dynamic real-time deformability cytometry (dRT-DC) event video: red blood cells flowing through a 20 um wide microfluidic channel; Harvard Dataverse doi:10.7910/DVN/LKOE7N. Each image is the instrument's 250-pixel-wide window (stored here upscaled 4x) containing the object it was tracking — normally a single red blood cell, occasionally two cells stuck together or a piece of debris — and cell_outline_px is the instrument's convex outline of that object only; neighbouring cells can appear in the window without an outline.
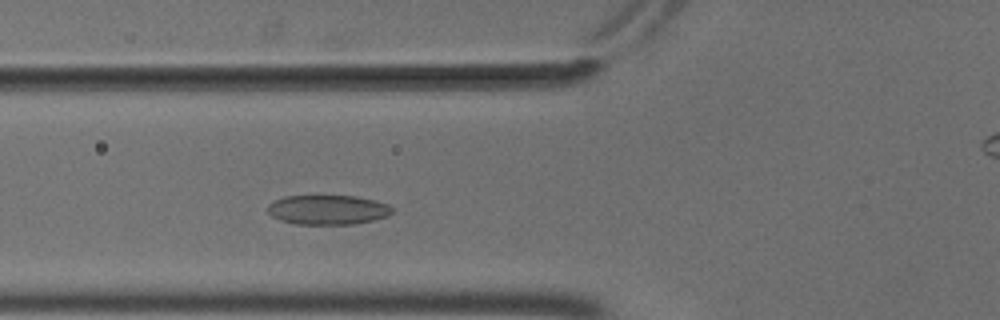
{"species": "common noctule bat (a hibernating species)", "species_latin": "Nyctalus noctula", "temperature_condition": "cold", "stored_images_in_passage": 48, "camera_frame_rate_fps": 3000, "um_per_image_px": 0.085, "animal": {"sex": "male", "body_mass_g": 18.8}, "frame": {"image": 1, "passage_image": 13, "time_ms": 4.0, "image_size_px": [1000, 320], "cell_outline_px": [[392, 212], [388, 216], [356, 224], [296, 224], [280, 220], [272, 216], [268, 212], [268, 204], [272, 200], [284, 196], [356, 196], [376, 200], [388, 204], [392, 208]], "centroid_in_image_um": [27.85, 17.82], "position_along_channel_um": 98.0, "area_um2": 21.56}}
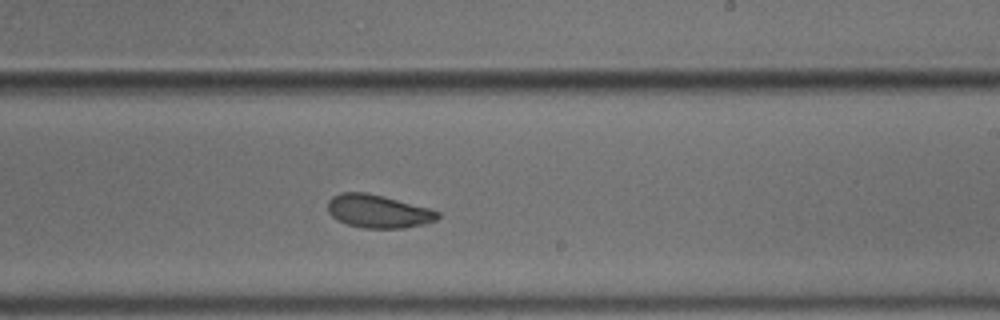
{"frame": {"image": 2, "passage_image": 26, "time_ms": 8.333, "image_size_px": [1000, 320], "cell_outline_px": [[440, 216], [436, 220], [424, 224], [404, 228], [364, 228], [348, 224], [336, 220], [328, 212], [328, 200], [332, 196], [340, 192], [364, 192], [384, 196], [428, 208], [440, 212]], "centroid_in_image_um": [32.12, 17.96], "position_along_channel_um": 256.9, "area_um2": 21.27}}
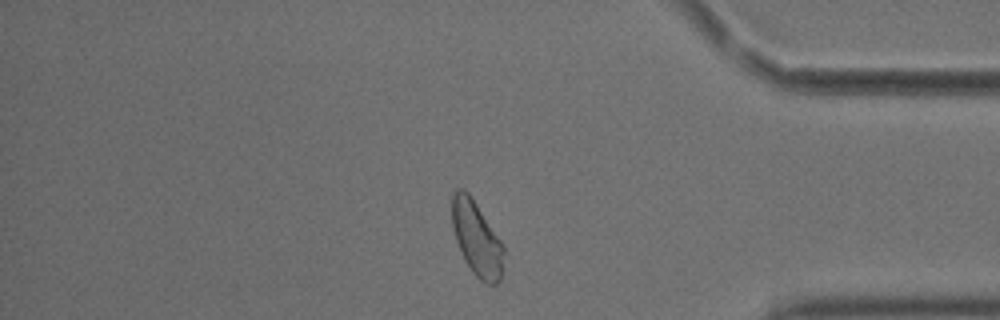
{"frame": {"image": 3, "passage_image": 39, "time_ms": 12.667, "image_size_px": [1000, 320], "cell_outline_px": [[504, 252], [500, 280], [496, 284], [488, 284], [480, 280], [472, 272], [464, 260], [460, 252], [456, 240], [452, 224], [452, 196], [456, 188], [464, 188], [468, 192], [504, 244]], "centroid_in_image_um": [40.51, 20.27], "position_along_channel_um": 394.7, "area_um2": 22.48}, "authors_computed_cell_mechanics": {"area_um2": 22.1663, "velocity_mm_per_s": 3.6579, "shape_relaxation_time_tau1_ms": 2.6052, "shape_relaxation_time_tau2_ms": 3.5712, "deformation_change_tau1": 0.0772, "deformation_change_tau2": 0.0776}}